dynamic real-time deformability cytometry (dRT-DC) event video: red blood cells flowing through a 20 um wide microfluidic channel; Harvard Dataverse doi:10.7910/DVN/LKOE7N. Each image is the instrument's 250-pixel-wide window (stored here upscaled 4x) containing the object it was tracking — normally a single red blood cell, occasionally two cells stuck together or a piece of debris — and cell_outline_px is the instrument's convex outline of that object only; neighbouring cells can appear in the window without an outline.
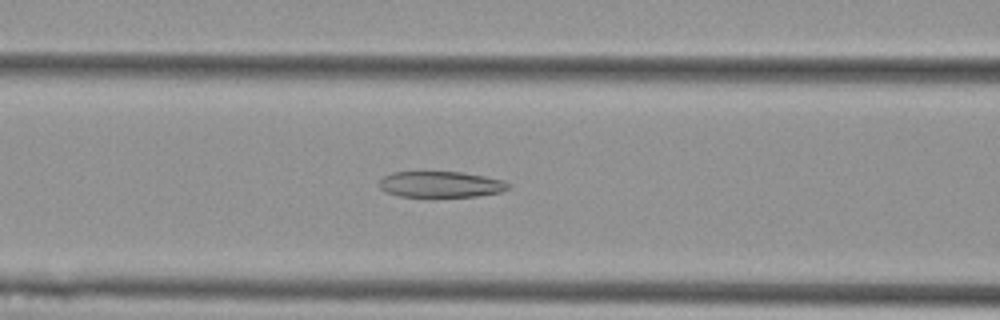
{"species": "Egyptian fruit bat (a non-hibernating species)", "species_latin": "Rousettus aegyptiacus", "temperature_condition": "cold", "stored_images_in_passage": 33, "camera_frame_rate_fps": 3000, "um_per_image_px": 0.085, "animal": {"sex": "female"}, "frame": {"image": 1, "passage_image": 7, "time_ms": 2.0, "image_size_px": [1000, 320], "cell_outline_px": [[512, 188], [500, 192], [476, 196], [432, 200], [400, 196], [384, 192], [380, 188], [380, 180], [384, 176], [392, 172], [460, 172], [484, 176], [504, 180], [512, 184]], "centroid_in_image_um": [37.48, 15.72], "position_along_channel_um": 129.1, "area_um2": 20.63}}
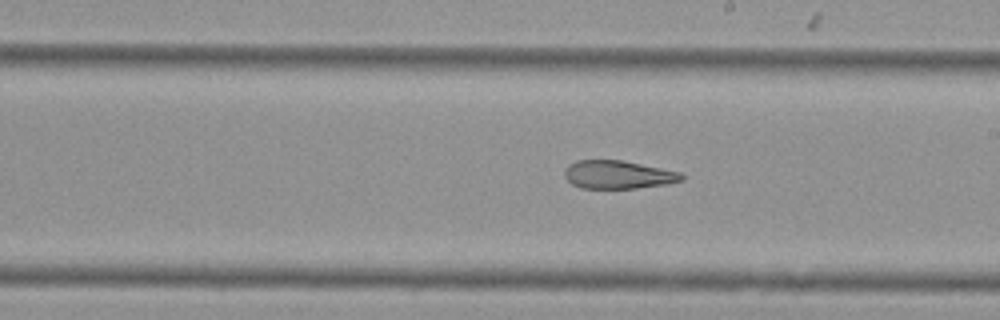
{"frame": {"image": 2, "passage_image": 16, "time_ms": 5.0, "image_size_px": [1000, 320], "cell_outline_px": [[684, 180], [668, 184], [636, 188], [580, 188], [572, 184], [564, 176], [564, 172], [568, 164], [576, 160], [620, 160], [680, 172], [684, 176]], "centroid_in_image_um": [52.52, 14.85], "position_along_channel_um": 236.5, "area_um2": 19.19}}
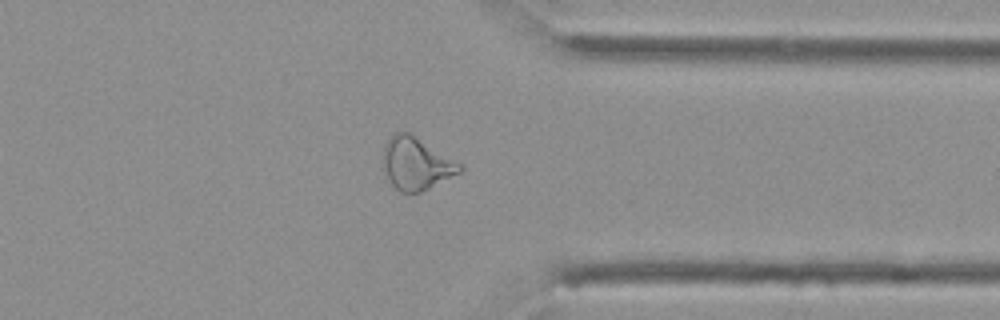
{"frame": {"image": 3, "passage_image": 28, "time_ms": 9.0, "image_size_px": [1000, 320], "cell_outline_px": [[464, 168], [460, 172], [420, 192], [400, 192], [388, 180], [384, 164], [384, 144], [388, 136], [396, 132], [408, 132], [464, 164]], "centroid_in_image_um": [35.39, 13.88], "position_along_channel_um": 376.0, "area_um2": 23.24}}